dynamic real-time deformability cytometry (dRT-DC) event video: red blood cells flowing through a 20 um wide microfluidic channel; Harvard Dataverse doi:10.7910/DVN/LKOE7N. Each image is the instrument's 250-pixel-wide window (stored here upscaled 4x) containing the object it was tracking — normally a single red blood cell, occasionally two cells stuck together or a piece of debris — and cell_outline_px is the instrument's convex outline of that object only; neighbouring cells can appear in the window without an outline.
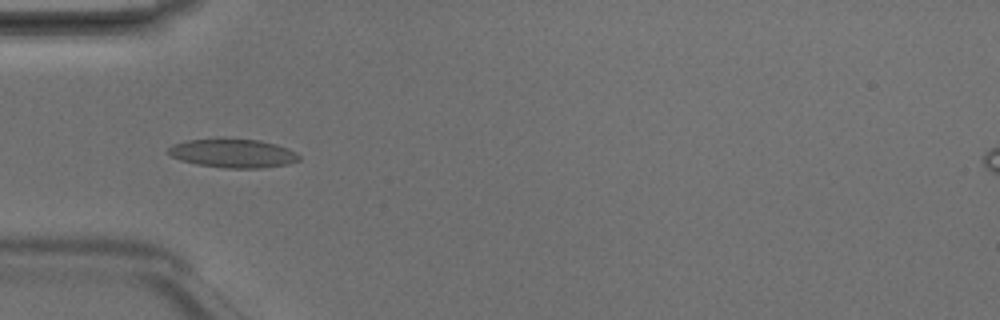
{"species": "Egyptian fruit bat (a non-hibernating species)", "species_latin": "Rousettus aegyptiacus", "temperature_condition": "room temperature", "stored_images_in_passage": 4, "camera_frame_rate_fps": 3000, "um_per_image_px": 0.085, "animal": {"sex": "male"}, "frame": {"image": 1, "passage_image": 4, "time_ms": 1.0, "image_size_px": [1000, 320], "cell_outline_px": [[300, 160], [288, 164], [260, 168], [224, 168], [196, 164], [180, 160], [164, 152], [172, 144], [188, 140], [260, 140], [276, 144], [288, 148], [296, 152], [300, 156]], "centroid_in_image_um": [19.8, 13.05], "position_along_channel_um": 65.2, "area_um2": 21.68}}